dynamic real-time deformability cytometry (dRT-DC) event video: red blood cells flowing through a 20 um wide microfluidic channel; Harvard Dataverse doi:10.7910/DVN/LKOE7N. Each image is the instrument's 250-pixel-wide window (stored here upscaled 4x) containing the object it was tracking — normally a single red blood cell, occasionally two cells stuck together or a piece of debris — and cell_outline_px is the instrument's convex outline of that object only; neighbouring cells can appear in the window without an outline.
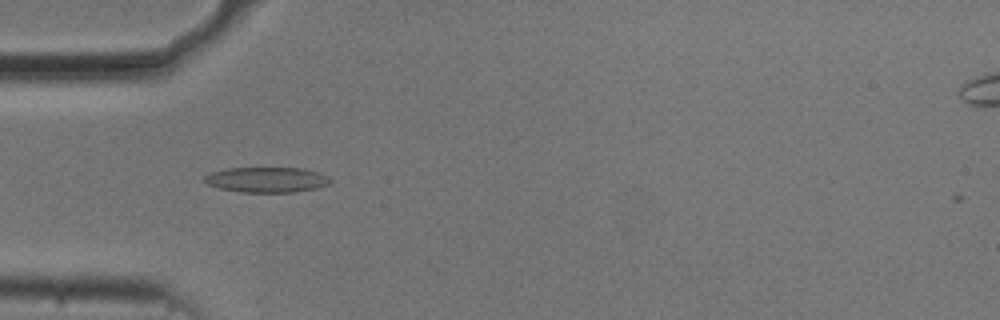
{"species": "common noctule bat (a hibernating species)", "species_latin": "Nyctalus noctula", "temperature_condition": "cold", "stored_images_in_passage": 54, "camera_frame_rate_fps": 3000, "um_per_image_px": 0.085, "animal": {"sex": "male", "body_mass_g": 20.5, "forearm_length_mm": 52.5}, "frame": {"image": 1, "passage_image": 17, "time_ms": 5.333, "image_size_px": [1000, 320], "cell_outline_px": [[332, 180], [328, 184], [316, 188], [296, 192], [240, 192], [220, 188], [208, 184], [204, 180], [204, 176], [212, 172], [228, 168], [304, 168], [320, 172], [328, 176]], "centroid_in_image_um": [22.71, 15.27], "position_along_channel_um": 62.3, "area_um2": 18.55}}
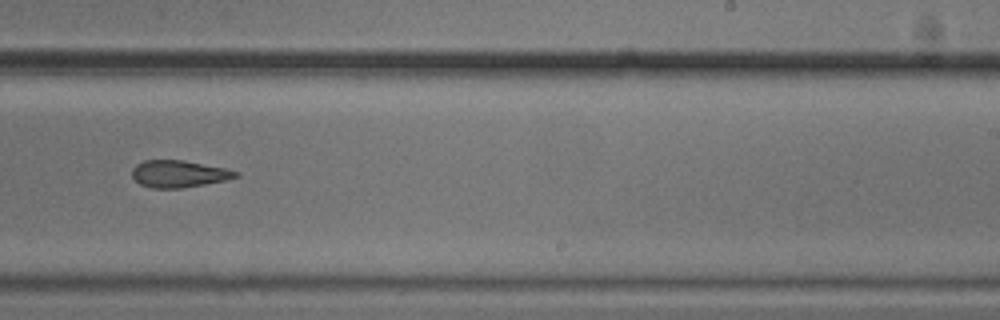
{"frame": {"image": 2, "passage_image": 34, "time_ms": 11.0, "image_size_px": [1000, 320], "cell_outline_px": [[240, 176], [224, 180], [204, 184], [180, 188], [152, 188], [140, 184], [132, 176], [132, 168], [136, 164], [144, 160], [184, 160], [224, 168], [240, 172]], "centroid_in_image_um": [15.18, 14.77], "position_along_channel_um": 273.8, "area_um2": 16.24}}
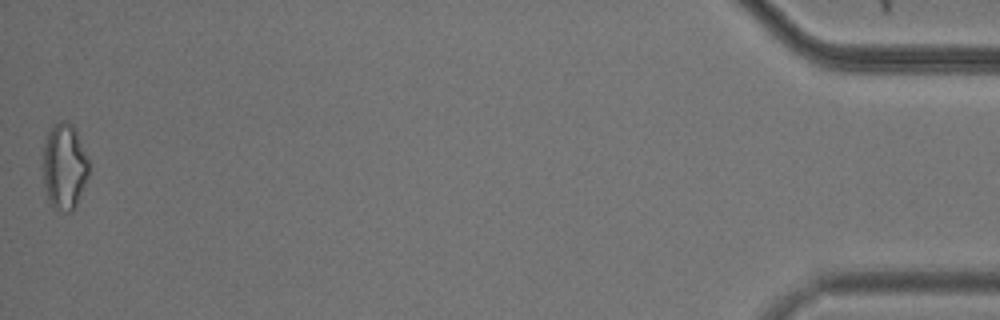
{"frame": {"image": 3, "passage_image": 54, "time_ms": 17.667, "image_size_px": [1000, 320], "cell_outline_px": [[88, 176], [76, 204], [72, 212], [64, 212], [52, 208], [48, 200], [44, 184], [44, 144], [48, 132], [52, 124], [60, 120], [68, 120], [72, 124], [76, 132], [88, 160]], "centroid_in_image_um": [5.45, 14.15], "position_along_channel_um": 429.7, "area_um2": 22.83}, "authors_computed_cell_mechanics": {"area_um2": 18.0047, "velocity_mm_per_s": 3.7455, "shape_relaxation_time_tau1_ms": null, "shape_relaxation_time_tau2_ms": 11.0297, "deformation_change_tau1": null, "deformation_change_tau2": 0.2135}}